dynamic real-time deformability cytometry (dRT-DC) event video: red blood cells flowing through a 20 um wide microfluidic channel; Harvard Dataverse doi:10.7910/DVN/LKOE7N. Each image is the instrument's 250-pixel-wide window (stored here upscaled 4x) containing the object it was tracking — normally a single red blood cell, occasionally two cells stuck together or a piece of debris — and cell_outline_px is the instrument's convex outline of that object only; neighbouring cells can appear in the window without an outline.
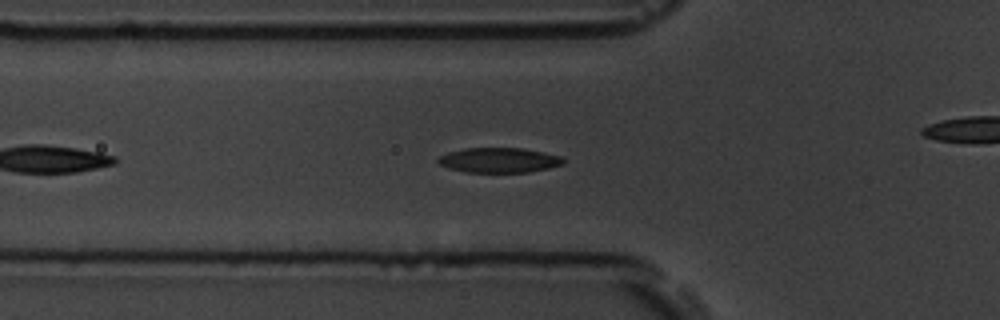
{"species": "common noctule bat (a hibernating species)", "species_latin": "Nyctalus noctula", "temperature_condition": "room temperature", "stored_images_in_passage": 35, "camera_frame_rate_fps": 3000, "um_per_image_px": 0.085, "animal": {"sex": "male", "body_mass_g": 19.5, "forearm_length_mm": 54.6}, "frame": {"image": 1, "passage_image": 7, "time_ms": 2.0, "image_size_px": [1000, 320], "cell_outline_px": [[564, 164], [548, 168], [528, 172], [464, 172], [448, 168], [440, 164], [436, 160], [440, 156], [448, 152], [464, 148], [524, 148], [544, 152], [560, 156], [564, 160]], "centroid_in_image_um": [42.41, 13.61], "position_along_channel_um": 83.4, "area_um2": 18.21}}
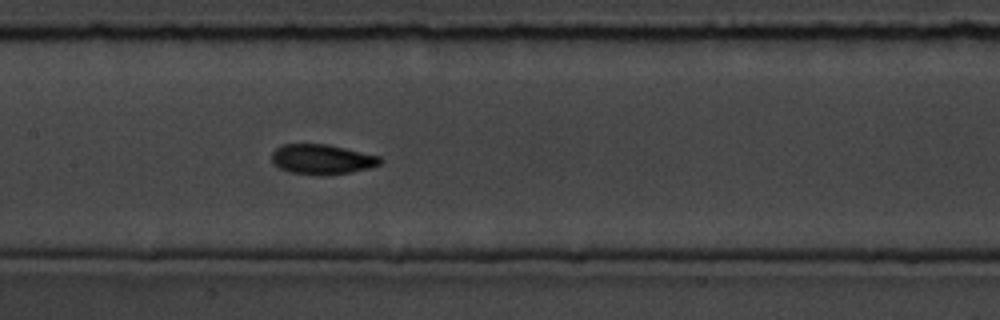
{"frame": {"image": 2, "passage_image": 15, "time_ms": 4.667, "image_size_px": [1000, 320], "cell_outline_px": [[384, 160], [380, 164], [368, 168], [352, 172], [328, 176], [316, 176], [288, 172], [280, 168], [272, 160], [272, 152], [276, 148], [284, 144], [328, 144], [380, 156]], "centroid_in_image_um": [27.39, 13.56], "position_along_channel_um": 180.0, "area_um2": 19.19}}
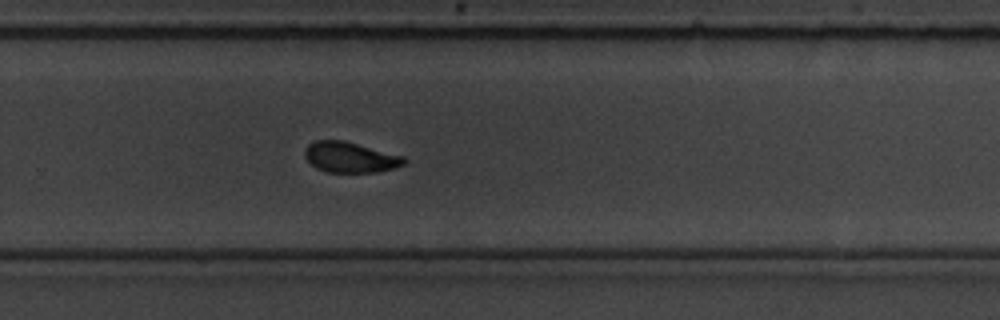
{"frame": {"image": 3, "passage_image": 25, "time_ms": 8.0, "image_size_px": [1000, 320], "cell_outline_px": [[408, 160], [404, 164], [396, 168], [376, 172], [328, 172], [316, 168], [304, 156], [304, 152], [308, 144], [316, 140], [344, 140], [404, 156]], "centroid_in_image_um": [29.79, 13.36], "position_along_channel_um": 300.0, "area_um2": 17.74}, "authors_computed_cell_mechanics": {"area_um2": 18.3804, "velocity_mm_per_s": 3.6186, "shape_relaxation_time_tau1_ms": 1.9926, "shape_relaxation_time_tau2_ms": 1.7166, "deformation_change_tau1": 0.1175, "deformation_change_tau2": 0.0702}}